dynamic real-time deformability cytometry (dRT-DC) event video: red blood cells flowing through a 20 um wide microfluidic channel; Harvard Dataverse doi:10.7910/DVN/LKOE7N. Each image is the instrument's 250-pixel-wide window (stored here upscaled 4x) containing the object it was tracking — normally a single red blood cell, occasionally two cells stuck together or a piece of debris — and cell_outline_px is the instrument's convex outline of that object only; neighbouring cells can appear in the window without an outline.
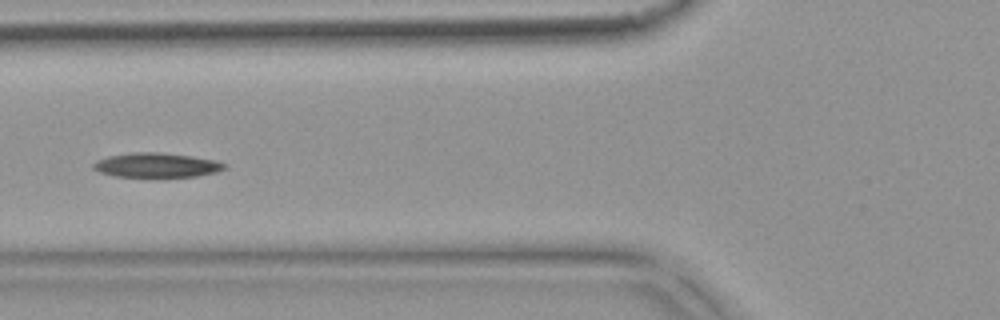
{"species": "common noctule bat (a hibernating species)", "species_latin": "Nyctalus noctula", "temperature_condition": "warm", "stored_images_in_passage": 3, "camera_frame_rate_fps": 3000, "um_per_image_px": 0.085, "animal": {"sex": "female", "body_mass_g": 18.4}, "frame": {"image": 1, "passage_image": 3, "time_ms": 0.667, "image_size_px": [1000, 320], "cell_outline_px": [[228, 168], [216, 172], [196, 176], [116, 176], [100, 172], [92, 168], [92, 164], [96, 160], [108, 156], [128, 152], [160, 152], [192, 156], [216, 160], [228, 164]], "centroid_in_image_um": [13.33, 14.02], "position_along_channel_um": 112.5, "area_um2": 18.73}}